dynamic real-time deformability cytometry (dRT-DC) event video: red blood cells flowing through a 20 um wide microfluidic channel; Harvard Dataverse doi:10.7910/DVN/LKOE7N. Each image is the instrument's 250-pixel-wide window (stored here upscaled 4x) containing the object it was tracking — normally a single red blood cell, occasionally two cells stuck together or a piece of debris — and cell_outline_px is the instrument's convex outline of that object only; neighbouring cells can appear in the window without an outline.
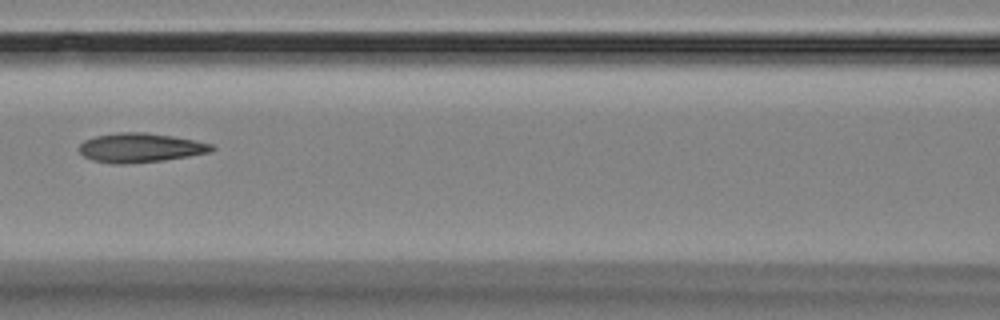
{"species": "Egyptian fruit bat (a non-hibernating species)", "species_latin": "Rousettus aegyptiacus", "temperature_condition": "room temperature", "stored_images_in_passage": 15, "camera_frame_rate_fps": 3000, "um_per_image_px": 0.085, "animal": {"sex": "female"}, "frame": {"image": 1, "passage_image": 8, "time_ms": 8.0, "image_size_px": [1000, 320], "cell_outline_px": [[216, 148], [212, 152], [164, 160], [124, 164], [112, 164], [92, 160], [84, 156], [80, 152], [80, 144], [84, 140], [96, 136], [120, 132], [144, 132], [172, 136], [212, 144]], "centroid_in_image_um": [11.93, 12.56], "position_along_channel_um": 154.7, "area_um2": 22.48}}
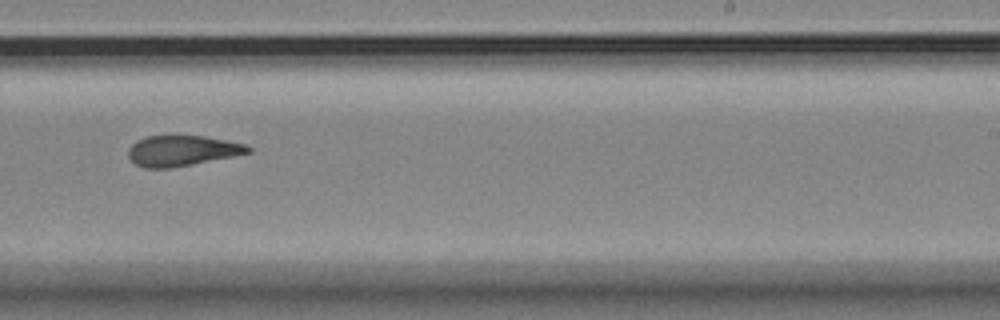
{"frame": {"image": 2, "passage_image": 11, "time_ms": 11.333, "image_size_px": [1000, 320], "cell_outline_px": [[252, 152], [192, 164], [168, 168], [144, 168], [136, 164], [128, 156], [128, 148], [136, 140], [144, 136], [204, 136], [244, 144], [252, 148]], "centroid_in_image_um": [15.44, 12.81], "position_along_channel_um": 273.6, "area_um2": 21.1}}
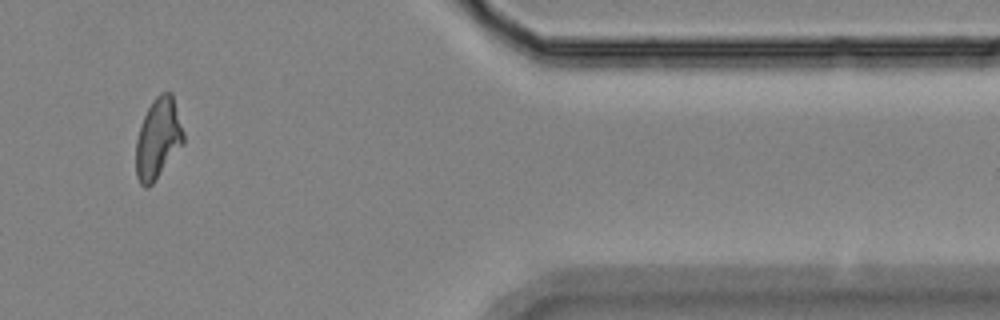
{"frame": {"image": 3, "passage_image": 14, "time_ms": 15.667, "image_size_px": [1000, 320], "cell_outline_px": [[184, 144], [152, 184], [148, 188], [144, 188], [140, 184], [136, 176], [136, 140], [140, 124], [152, 100], [160, 92], [172, 92], [184, 132]], "centroid_in_image_um": [13.43, 11.77], "position_along_channel_um": 398.0, "area_um2": 22.54}, "authors_computed_cell_mechanics": {"area_um2": 22.253, "velocity_mm_per_s": 3.5815, "shape_relaxation_time_tau1_ms": 9.0353, "shape_relaxation_time_tau2_ms": 3.4955, "deformation_change_tau1": 0.1785, "deformation_change_tau2": 0.0914}}